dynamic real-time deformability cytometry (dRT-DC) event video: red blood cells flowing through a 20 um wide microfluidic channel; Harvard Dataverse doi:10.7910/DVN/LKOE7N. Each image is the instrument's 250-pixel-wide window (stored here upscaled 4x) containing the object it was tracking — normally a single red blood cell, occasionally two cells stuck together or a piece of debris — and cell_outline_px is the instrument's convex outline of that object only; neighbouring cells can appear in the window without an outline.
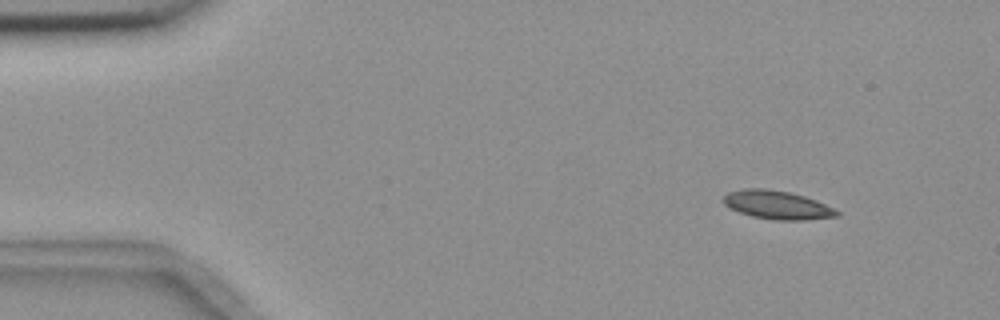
{"species": "common noctule bat (a hibernating species)", "species_latin": "Nyctalus noctula", "temperature_condition": "room temperature", "stored_images_in_passage": 5, "camera_frame_rate_fps": 3000, "um_per_image_px": 0.085, "animal": {"sex": "female", "body_mass_g": 18.4}, "frame": {"image": 1, "passage_image": 2, "time_ms": 1.333, "image_size_px": [1000, 320], "cell_outline_px": [[840, 216], [804, 220], [772, 220], [752, 216], [740, 212], [724, 204], [720, 200], [728, 192], [744, 188], [768, 188], [788, 192], [804, 196], [816, 200], [840, 212]], "centroid_in_image_um": [66.04, 17.41], "position_along_channel_um": 19.0, "area_um2": 18.84}}